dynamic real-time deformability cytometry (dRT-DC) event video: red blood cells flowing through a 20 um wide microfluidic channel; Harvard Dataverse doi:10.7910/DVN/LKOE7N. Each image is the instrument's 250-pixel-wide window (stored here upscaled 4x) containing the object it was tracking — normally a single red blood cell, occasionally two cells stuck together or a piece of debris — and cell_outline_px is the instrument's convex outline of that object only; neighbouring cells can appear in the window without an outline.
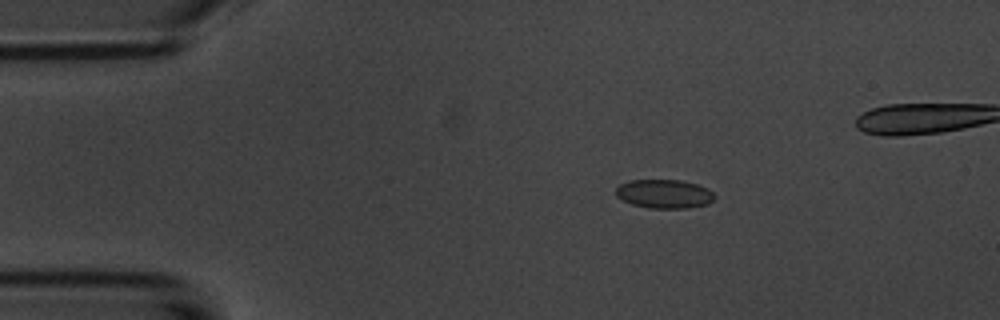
{"species": "common noctule bat (a hibernating species)", "species_latin": "Nyctalus noctula", "temperature_condition": "room temperature", "stored_images_in_passage": 6, "segment_of_instrument_passage": [1, 2], "camera_frame_rate_fps": 3000, "um_per_image_px": 0.085, "animal": {"sex": "male", "body_mass_g": 20.1, "forearm_length_mm": 53.5}, "frame": {"image": 1, "passage_image": 3, "time_ms": 2.0, "image_size_px": [1000, 320], "cell_outline_px": [[716, 196], [708, 204], [688, 208], [648, 208], [632, 204], [616, 196], [616, 188], [620, 184], [628, 180], [680, 180], [696, 184], [708, 188]], "centroid_in_image_um": [56.46, 16.48], "position_along_channel_um": 28.5, "area_um2": 16.59}}